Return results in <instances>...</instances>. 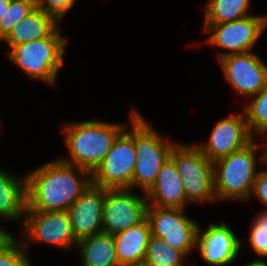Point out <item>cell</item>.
<instances>
[{"label":"cell","instance_id":"1","mask_svg":"<svg viewBox=\"0 0 267 266\" xmlns=\"http://www.w3.org/2000/svg\"><path fill=\"white\" fill-rule=\"evenodd\" d=\"M74 168L86 177L84 181L76 177ZM91 183L88 170L61 159L45 163L26 175V210L67 211Z\"/></svg>","mask_w":267,"mask_h":266},{"label":"cell","instance_id":"31","mask_svg":"<svg viewBox=\"0 0 267 266\" xmlns=\"http://www.w3.org/2000/svg\"><path fill=\"white\" fill-rule=\"evenodd\" d=\"M246 266H267V263H265V261H254V262H250L248 265Z\"/></svg>","mask_w":267,"mask_h":266},{"label":"cell","instance_id":"27","mask_svg":"<svg viewBox=\"0 0 267 266\" xmlns=\"http://www.w3.org/2000/svg\"><path fill=\"white\" fill-rule=\"evenodd\" d=\"M75 0H36V7L60 21Z\"/></svg>","mask_w":267,"mask_h":266},{"label":"cell","instance_id":"21","mask_svg":"<svg viewBox=\"0 0 267 266\" xmlns=\"http://www.w3.org/2000/svg\"><path fill=\"white\" fill-rule=\"evenodd\" d=\"M250 0H210L205 8V24H221L243 19Z\"/></svg>","mask_w":267,"mask_h":266},{"label":"cell","instance_id":"19","mask_svg":"<svg viewBox=\"0 0 267 266\" xmlns=\"http://www.w3.org/2000/svg\"><path fill=\"white\" fill-rule=\"evenodd\" d=\"M82 266H120L114 236L101 232L79 240Z\"/></svg>","mask_w":267,"mask_h":266},{"label":"cell","instance_id":"22","mask_svg":"<svg viewBox=\"0 0 267 266\" xmlns=\"http://www.w3.org/2000/svg\"><path fill=\"white\" fill-rule=\"evenodd\" d=\"M186 255L164 240L151 236L146 249L145 266H183Z\"/></svg>","mask_w":267,"mask_h":266},{"label":"cell","instance_id":"17","mask_svg":"<svg viewBox=\"0 0 267 266\" xmlns=\"http://www.w3.org/2000/svg\"><path fill=\"white\" fill-rule=\"evenodd\" d=\"M113 236L120 266L143 265L149 239L152 236L146 217L139 224Z\"/></svg>","mask_w":267,"mask_h":266},{"label":"cell","instance_id":"3","mask_svg":"<svg viewBox=\"0 0 267 266\" xmlns=\"http://www.w3.org/2000/svg\"><path fill=\"white\" fill-rule=\"evenodd\" d=\"M257 149V142L252 140L245 147L213 162L214 191L217 199H249L256 173H259L256 172Z\"/></svg>","mask_w":267,"mask_h":266},{"label":"cell","instance_id":"11","mask_svg":"<svg viewBox=\"0 0 267 266\" xmlns=\"http://www.w3.org/2000/svg\"><path fill=\"white\" fill-rule=\"evenodd\" d=\"M24 219L27 241H42L64 248L77 244L67 211L25 210Z\"/></svg>","mask_w":267,"mask_h":266},{"label":"cell","instance_id":"9","mask_svg":"<svg viewBox=\"0 0 267 266\" xmlns=\"http://www.w3.org/2000/svg\"><path fill=\"white\" fill-rule=\"evenodd\" d=\"M130 189H105L102 228L111 235L126 231L146 217L147 199Z\"/></svg>","mask_w":267,"mask_h":266},{"label":"cell","instance_id":"32","mask_svg":"<svg viewBox=\"0 0 267 266\" xmlns=\"http://www.w3.org/2000/svg\"><path fill=\"white\" fill-rule=\"evenodd\" d=\"M25 266H31L30 262H28Z\"/></svg>","mask_w":267,"mask_h":266},{"label":"cell","instance_id":"2","mask_svg":"<svg viewBox=\"0 0 267 266\" xmlns=\"http://www.w3.org/2000/svg\"><path fill=\"white\" fill-rule=\"evenodd\" d=\"M127 127L100 121H82L64 127L71 160L62 161L88 170L91 174L102 163L117 136Z\"/></svg>","mask_w":267,"mask_h":266},{"label":"cell","instance_id":"29","mask_svg":"<svg viewBox=\"0 0 267 266\" xmlns=\"http://www.w3.org/2000/svg\"><path fill=\"white\" fill-rule=\"evenodd\" d=\"M16 240L10 233L0 228V251Z\"/></svg>","mask_w":267,"mask_h":266},{"label":"cell","instance_id":"13","mask_svg":"<svg viewBox=\"0 0 267 266\" xmlns=\"http://www.w3.org/2000/svg\"><path fill=\"white\" fill-rule=\"evenodd\" d=\"M242 114L220 120L212 129L207 144L197 145L201 152L212 162L237 151L254 138L247 126L244 111Z\"/></svg>","mask_w":267,"mask_h":266},{"label":"cell","instance_id":"16","mask_svg":"<svg viewBox=\"0 0 267 266\" xmlns=\"http://www.w3.org/2000/svg\"><path fill=\"white\" fill-rule=\"evenodd\" d=\"M153 206L184 209L187 202L181 176L169 157L157 174L153 186L146 192Z\"/></svg>","mask_w":267,"mask_h":266},{"label":"cell","instance_id":"4","mask_svg":"<svg viewBox=\"0 0 267 266\" xmlns=\"http://www.w3.org/2000/svg\"><path fill=\"white\" fill-rule=\"evenodd\" d=\"M65 43V39L56 28L43 39L13 46L8 56L31 78L53 84L64 62Z\"/></svg>","mask_w":267,"mask_h":266},{"label":"cell","instance_id":"10","mask_svg":"<svg viewBox=\"0 0 267 266\" xmlns=\"http://www.w3.org/2000/svg\"><path fill=\"white\" fill-rule=\"evenodd\" d=\"M266 26L267 17L252 15L227 23L205 24L206 32L213 31L207 43L231 50L220 54L219 59L229 55L249 53Z\"/></svg>","mask_w":267,"mask_h":266},{"label":"cell","instance_id":"12","mask_svg":"<svg viewBox=\"0 0 267 266\" xmlns=\"http://www.w3.org/2000/svg\"><path fill=\"white\" fill-rule=\"evenodd\" d=\"M219 60L226 80L238 93L253 97L267 85V65L257 54H235Z\"/></svg>","mask_w":267,"mask_h":266},{"label":"cell","instance_id":"8","mask_svg":"<svg viewBox=\"0 0 267 266\" xmlns=\"http://www.w3.org/2000/svg\"><path fill=\"white\" fill-rule=\"evenodd\" d=\"M147 202L146 219L152 236L164 240L186 256L197 246L198 226L184 215V209L153 206ZM152 205V206H151Z\"/></svg>","mask_w":267,"mask_h":266},{"label":"cell","instance_id":"7","mask_svg":"<svg viewBox=\"0 0 267 266\" xmlns=\"http://www.w3.org/2000/svg\"><path fill=\"white\" fill-rule=\"evenodd\" d=\"M170 157L181 176L188 201H214V168L198 146L175 144Z\"/></svg>","mask_w":267,"mask_h":266},{"label":"cell","instance_id":"14","mask_svg":"<svg viewBox=\"0 0 267 266\" xmlns=\"http://www.w3.org/2000/svg\"><path fill=\"white\" fill-rule=\"evenodd\" d=\"M105 188L92 183L67 210L77 241L103 232L102 211Z\"/></svg>","mask_w":267,"mask_h":266},{"label":"cell","instance_id":"23","mask_svg":"<svg viewBox=\"0 0 267 266\" xmlns=\"http://www.w3.org/2000/svg\"><path fill=\"white\" fill-rule=\"evenodd\" d=\"M255 99L244 108L247 126L251 136L267 131V85L255 94Z\"/></svg>","mask_w":267,"mask_h":266},{"label":"cell","instance_id":"25","mask_svg":"<svg viewBox=\"0 0 267 266\" xmlns=\"http://www.w3.org/2000/svg\"><path fill=\"white\" fill-rule=\"evenodd\" d=\"M249 239L258 256H267V211L259 214L253 222Z\"/></svg>","mask_w":267,"mask_h":266},{"label":"cell","instance_id":"15","mask_svg":"<svg viewBox=\"0 0 267 266\" xmlns=\"http://www.w3.org/2000/svg\"><path fill=\"white\" fill-rule=\"evenodd\" d=\"M200 233L198 228L197 247L206 263L212 266H226L236 259L241 241L224 222L220 225L210 224L203 234Z\"/></svg>","mask_w":267,"mask_h":266},{"label":"cell","instance_id":"30","mask_svg":"<svg viewBox=\"0 0 267 266\" xmlns=\"http://www.w3.org/2000/svg\"><path fill=\"white\" fill-rule=\"evenodd\" d=\"M11 0H0V19L6 13V10L9 9Z\"/></svg>","mask_w":267,"mask_h":266},{"label":"cell","instance_id":"24","mask_svg":"<svg viewBox=\"0 0 267 266\" xmlns=\"http://www.w3.org/2000/svg\"><path fill=\"white\" fill-rule=\"evenodd\" d=\"M36 8V0H11L9 9L0 19V40H4L20 20Z\"/></svg>","mask_w":267,"mask_h":266},{"label":"cell","instance_id":"18","mask_svg":"<svg viewBox=\"0 0 267 266\" xmlns=\"http://www.w3.org/2000/svg\"><path fill=\"white\" fill-rule=\"evenodd\" d=\"M57 22L53 16L36 7L18 22L4 41L12 48L15 45L43 39L57 28Z\"/></svg>","mask_w":267,"mask_h":266},{"label":"cell","instance_id":"6","mask_svg":"<svg viewBox=\"0 0 267 266\" xmlns=\"http://www.w3.org/2000/svg\"><path fill=\"white\" fill-rule=\"evenodd\" d=\"M176 143L165 142L141 117L135 116L136 164L132 188L140 187L146 193L154 184L159 170L170 157Z\"/></svg>","mask_w":267,"mask_h":266},{"label":"cell","instance_id":"20","mask_svg":"<svg viewBox=\"0 0 267 266\" xmlns=\"http://www.w3.org/2000/svg\"><path fill=\"white\" fill-rule=\"evenodd\" d=\"M27 207L26 175L17 179L0 170V216L8 219H19L25 216Z\"/></svg>","mask_w":267,"mask_h":266},{"label":"cell","instance_id":"26","mask_svg":"<svg viewBox=\"0 0 267 266\" xmlns=\"http://www.w3.org/2000/svg\"><path fill=\"white\" fill-rule=\"evenodd\" d=\"M23 243L21 246L17 241H13L5 249L0 251V266H25L29 260L26 257Z\"/></svg>","mask_w":267,"mask_h":266},{"label":"cell","instance_id":"28","mask_svg":"<svg viewBox=\"0 0 267 266\" xmlns=\"http://www.w3.org/2000/svg\"><path fill=\"white\" fill-rule=\"evenodd\" d=\"M263 149L264 152L261 156V160L263 163L267 164V144ZM253 193L267 205V170L257 173L252 189V194Z\"/></svg>","mask_w":267,"mask_h":266},{"label":"cell","instance_id":"5","mask_svg":"<svg viewBox=\"0 0 267 266\" xmlns=\"http://www.w3.org/2000/svg\"><path fill=\"white\" fill-rule=\"evenodd\" d=\"M131 114L132 129L126 128L117 136L102 163L91 174L92 184L105 189H132V177L136 164L135 116Z\"/></svg>","mask_w":267,"mask_h":266}]
</instances>
